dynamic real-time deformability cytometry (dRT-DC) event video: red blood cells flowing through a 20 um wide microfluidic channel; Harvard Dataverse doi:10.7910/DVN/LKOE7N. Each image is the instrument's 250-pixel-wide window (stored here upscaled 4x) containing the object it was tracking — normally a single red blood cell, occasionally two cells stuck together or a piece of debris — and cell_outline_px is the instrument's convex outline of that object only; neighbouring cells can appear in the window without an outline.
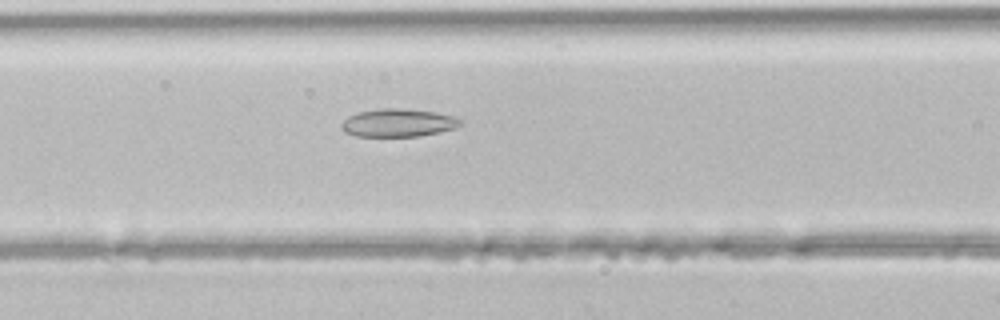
{"species": "common noctule bat (a hibernating species)", "species_latin": "Nyctalus noctula", "temperature_condition": "room temperature", "stored_images_in_passage": 33, "camera_frame_rate_fps": 3000, "um_per_image_px": 0.085, "animal": {"sex": "male", "body_mass_g": 21.5, "forearm_length_mm": 52.0}, "frame": {"image": 1, "passage_image": 6, "time_ms": 1.667, "image_size_px": [1000, 320], "cell_outline_px": [[464, 120], [456, 128], [440, 132], [420, 136], [356, 136], [344, 132], [340, 128], [340, 124], [348, 116], [356, 112], [384, 108], [396, 108], [436, 112], [452, 116]], "centroid_in_image_um": [33.82, 10.44], "position_along_channel_um": 132.8, "area_um2": 19.48}}
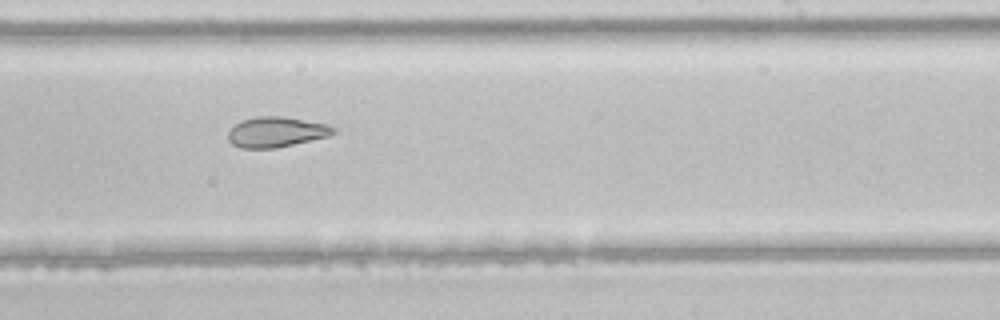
{"frame": {"image": 2, "passage_image": 15, "time_ms": 4.667, "image_size_px": [1000, 320], "cell_outline_px": [[336, 132], [328, 136], [276, 148], [240, 148], [232, 144], [228, 140], [228, 132], [240, 120], [256, 116], [284, 116], [328, 124], [336, 128]], "centroid_in_image_um": [23.48, 11.21], "position_along_channel_um": 265.5, "area_um2": 18.67}}
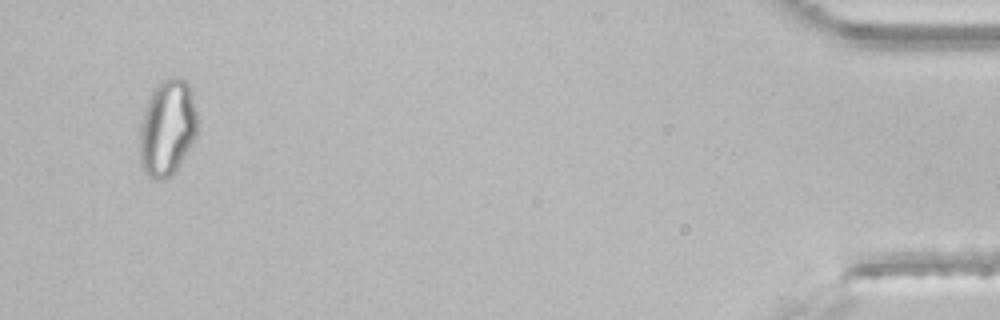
{"frame": {"image": 3, "passage_image": 31, "time_ms": 10.0, "image_size_px": [1000, 320], "cell_outline_px": [[196, 136], [176, 168], [164, 180], [156, 180], [148, 176], [144, 172], [140, 164], [140, 128], [148, 100], [152, 92], [160, 80], [168, 76], [176, 76], [188, 80], [192, 92], [196, 112]], "centroid_in_image_um": [14.22, 10.82], "position_along_channel_um": 421.0, "area_um2": 32.19}}